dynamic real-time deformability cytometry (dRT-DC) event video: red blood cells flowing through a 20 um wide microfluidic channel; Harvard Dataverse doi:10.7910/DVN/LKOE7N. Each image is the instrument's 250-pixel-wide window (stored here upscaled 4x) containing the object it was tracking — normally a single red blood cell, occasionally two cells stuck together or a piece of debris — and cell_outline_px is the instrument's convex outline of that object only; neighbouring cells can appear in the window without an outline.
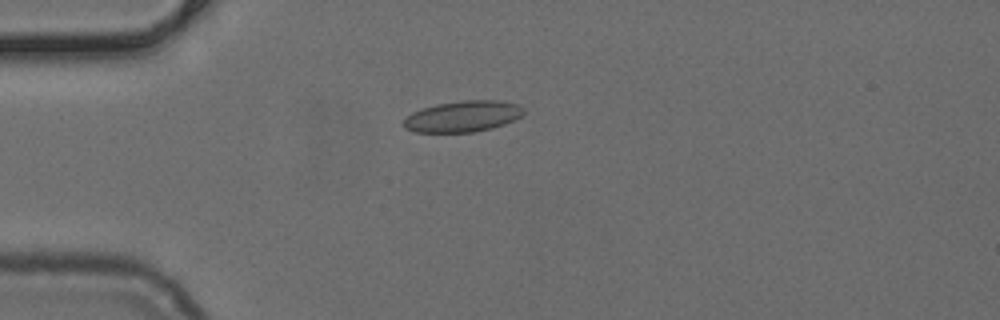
{"species": "common noctule bat (a hibernating species)", "species_latin": "Nyctalus noctula", "temperature_condition": "cold", "stored_images_in_passage": 38, "camera_frame_rate_fps": 3000, "um_per_image_px": 0.085, "animal": {"sex": "female", "body_mass_g": 24.6, "forearm_length_mm": 56.2}, "frame": {"image": 1, "passage_image": 1, "time_ms": 0.0, "image_size_px": [1000, 320], "cell_outline_px": [[524, 112], [520, 116], [504, 124], [492, 128], [472, 132], [416, 132], [404, 128], [404, 120], [412, 112], [436, 104], [464, 100], [496, 100], [520, 104], [524, 108]], "centroid_in_image_um": [39.36, 9.88], "position_along_channel_um": 45.6, "area_um2": 21.62}}
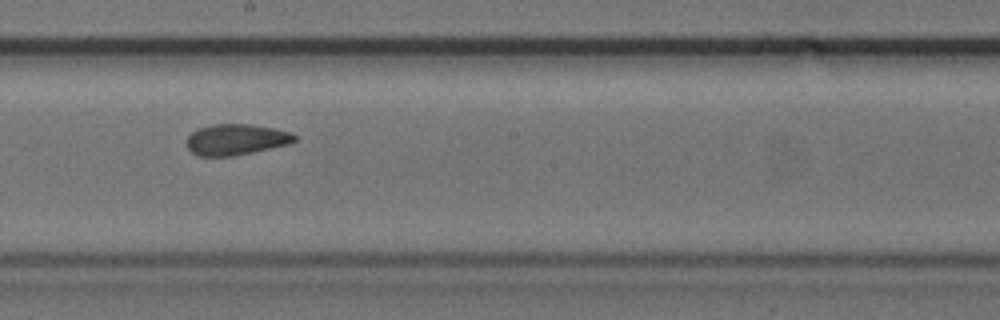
{"frame": {"image": 2, "passage_image": 16, "time_ms": 5.0, "image_size_px": [1000, 320], "cell_outline_px": [[296, 140], [288, 144], [252, 152], [232, 156], [196, 156], [188, 148], [188, 136], [192, 132], [200, 128], [212, 124], [248, 124], [272, 128], [292, 132], [296, 136]], "centroid_in_image_um": [20.06, 11.86], "position_along_channel_um": 228.1, "area_um2": 19.25}}
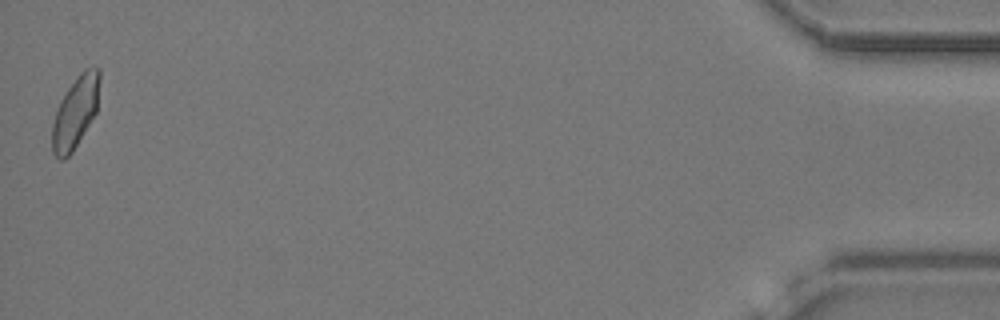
{"frame": {"image": 3, "passage_image": 38, "time_ms": 12.333, "image_size_px": [1000, 320], "cell_outline_px": [[100, 80], [96, 112], [72, 152], [64, 160], [60, 160], [52, 152], [52, 124], [60, 100], [68, 88], [80, 72], [84, 68], [100, 68]], "centroid_in_image_um": [6.4, 9.53], "position_along_channel_um": 428.8, "area_um2": 19.59}}